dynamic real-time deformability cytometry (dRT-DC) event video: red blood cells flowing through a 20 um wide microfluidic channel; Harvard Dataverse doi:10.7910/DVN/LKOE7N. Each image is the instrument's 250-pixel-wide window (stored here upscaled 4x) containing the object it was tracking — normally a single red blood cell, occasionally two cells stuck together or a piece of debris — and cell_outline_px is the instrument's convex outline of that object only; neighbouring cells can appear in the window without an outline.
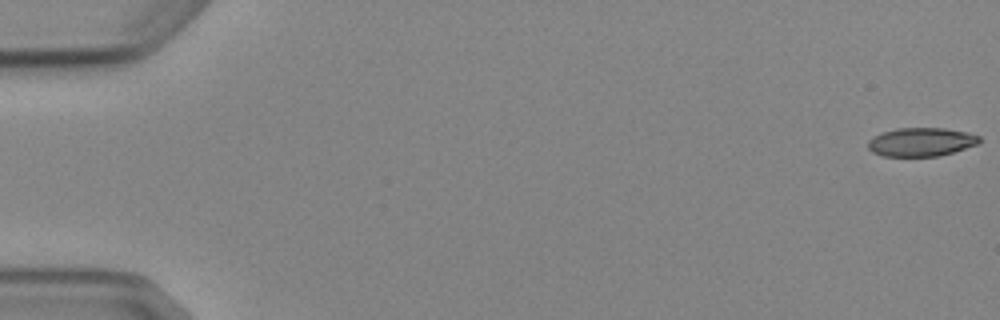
{"species": "Egyptian fruit bat (a non-hibernating species)", "species_latin": "Rousettus aegyptiacus", "temperature_condition": "cold", "stored_images_in_passage": 4, "camera_frame_rate_fps": 3000, "um_per_image_px": 0.085, "animal": {"sex": "female"}, "frame": {"image": 1, "passage_image": 1, "time_ms": 0.0, "image_size_px": [1000, 320], "cell_outline_px": [[980, 140], [976, 144], [952, 152], [936, 156], [884, 156], [872, 152], [868, 148], [868, 140], [872, 136], [896, 128], [944, 128], [968, 132], [980, 136]], "centroid_in_image_um": [78.26, 12.06], "position_along_channel_um": 6.7, "area_um2": 18.44}}